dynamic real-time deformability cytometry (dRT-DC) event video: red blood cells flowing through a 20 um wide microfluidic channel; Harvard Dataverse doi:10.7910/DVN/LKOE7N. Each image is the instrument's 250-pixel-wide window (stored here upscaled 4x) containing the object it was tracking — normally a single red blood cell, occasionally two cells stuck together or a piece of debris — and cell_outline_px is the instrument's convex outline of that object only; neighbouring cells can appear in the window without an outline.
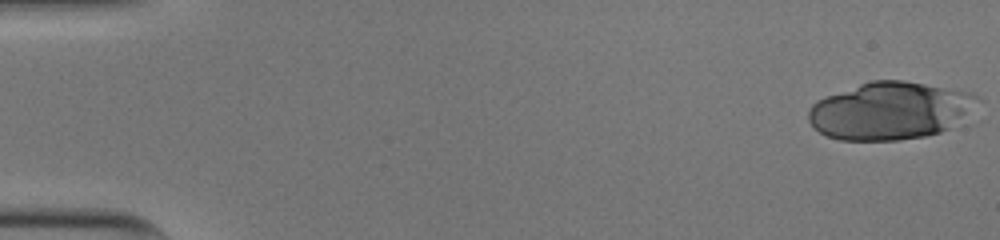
{"species": "human", "species_latin": "Homo sapiens", "temperature_condition": "cold", "stored_images_in_passage": 32, "camera_frame_rate_fps": 3000, "um_per_image_px": 0.085, "donor": {"sex": "male"}, "frame": {"image": 1, "passage_image": 1, "time_ms": 0.0, "image_size_px": [1000, 240], "cell_outline_px": [[984, 100], [948, 128], [940, 132], [924, 136], [900, 140], [840, 140], [828, 136], [812, 128], [808, 120], [808, 108], [816, 100], [860, 84], [872, 80], [904, 80], [972, 92]], "centroid_in_image_um": [75.65, 9.4], "position_along_channel_um": 9.4, "area_um2": 56.64}}
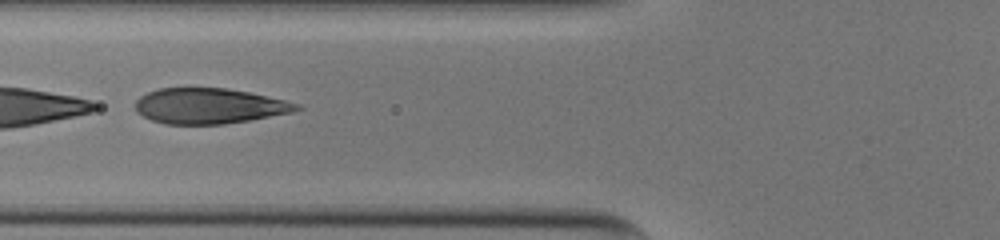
{"frame": {"image": 2, "passage_image": 21, "time_ms": 6.667, "image_size_px": [1000, 240], "cell_outline_px": [[304, 108], [292, 112], [248, 120], [224, 124], [164, 124], [152, 120], [136, 112], [136, 100], [140, 96], [148, 92], [160, 88], [224, 88], [248, 92], [284, 100], [300, 104]], "centroid_in_image_um": [17.77, 9.01], "position_along_channel_um": 108.0, "area_um2": 33.12}}
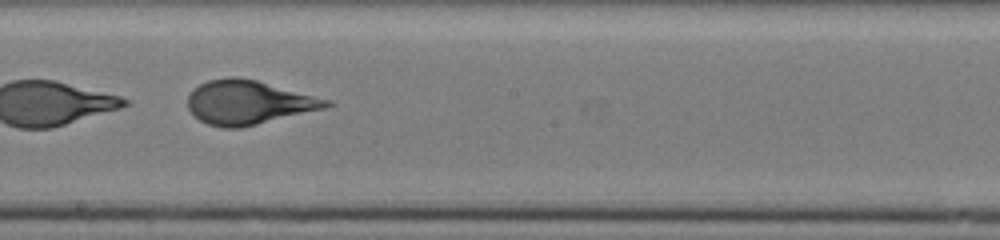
{"frame": {"image": 3, "passage_image": 30, "time_ms": 9.667, "image_size_px": [1000, 240], "cell_outline_px": [[336, 104], [324, 108], [240, 128], [224, 128], [208, 124], [200, 120], [188, 108], [188, 96], [200, 84], [208, 80], [232, 76], [236, 76], [256, 80], [332, 100]], "centroid_in_image_um": [21.14, 8.7], "position_along_channel_um": 227.1, "area_um2": 35.2}}